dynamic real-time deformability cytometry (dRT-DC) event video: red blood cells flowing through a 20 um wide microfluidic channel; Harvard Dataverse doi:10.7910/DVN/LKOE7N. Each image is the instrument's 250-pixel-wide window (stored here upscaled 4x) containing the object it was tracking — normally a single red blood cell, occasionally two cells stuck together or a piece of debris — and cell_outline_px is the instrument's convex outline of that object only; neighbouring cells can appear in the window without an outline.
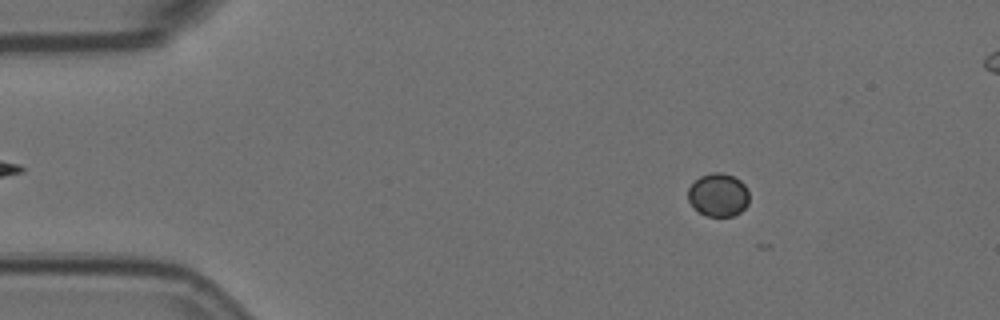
{"species": "Egyptian fruit bat (a non-hibernating species)", "species_latin": "Rousettus aegyptiacus", "temperature_condition": "room temperature", "stored_images_in_passage": 10, "camera_frame_rate_fps": 3000, "um_per_image_px": 0.085, "animal": {"sex": "female"}, "frame": {"image": 1, "passage_image": 9, "time_ms": 2.667, "image_size_px": [1000, 320], "cell_outline_px": [[748, 204], [740, 212], [732, 216], [708, 216], [700, 212], [688, 200], [688, 188], [700, 176], [712, 172], [720, 172], [732, 176], [740, 180], [744, 184], [748, 192]], "centroid_in_image_um": [61.06, 16.56], "position_along_channel_um": 23.9, "area_um2": 15.2}}